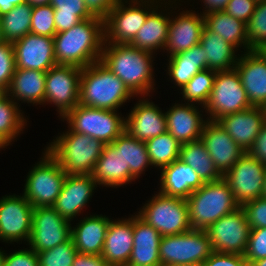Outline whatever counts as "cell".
<instances>
[{
    "mask_svg": "<svg viewBox=\"0 0 266 266\" xmlns=\"http://www.w3.org/2000/svg\"><path fill=\"white\" fill-rule=\"evenodd\" d=\"M54 55L57 65L80 68L100 61L104 45V19L92 17L64 32L56 33Z\"/></svg>",
    "mask_w": 266,
    "mask_h": 266,
    "instance_id": "1",
    "label": "cell"
},
{
    "mask_svg": "<svg viewBox=\"0 0 266 266\" xmlns=\"http://www.w3.org/2000/svg\"><path fill=\"white\" fill-rule=\"evenodd\" d=\"M153 55L130 44L104 43L100 61L117 75L136 97H146L155 89Z\"/></svg>",
    "mask_w": 266,
    "mask_h": 266,
    "instance_id": "2",
    "label": "cell"
},
{
    "mask_svg": "<svg viewBox=\"0 0 266 266\" xmlns=\"http://www.w3.org/2000/svg\"><path fill=\"white\" fill-rule=\"evenodd\" d=\"M131 98H135V95L101 61L82 68L79 104L91 108L117 111Z\"/></svg>",
    "mask_w": 266,
    "mask_h": 266,
    "instance_id": "3",
    "label": "cell"
},
{
    "mask_svg": "<svg viewBox=\"0 0 266 266\" xmlns=\"http://www.w3.org/2000/svg\"><path fill=\"white\" fill-rule=\"evenodd\" d=\"M68 131L53 139L45 149L60 164L66 174L92 175L105 144L92 138Z\"/></svg>",
    "mask_w": 266,
    "mask_h": 266,
    "instance_id": "4",
    "label": "cell"
},
{
    "mask_svg": "<svg viewBox=\"0 0 266 266\" xmlns=\"http://www.w3.org/2000/svg\"><path fill=\"white\" fill-rule=\"evenodd\" d=\"M186 201L191 228L199 230H206L221 217L240 207L223 177L205 182L193 191Z\"/></svg>",
    "mask_w": 266,
    "mask_h": 266,
    "instance_id": "5",
    "label": "cell"
},
{
    "mask_svg": "<svg viewBox=\"0 0 266 266\" xmlns=\"http://www.w3.org/2000/svg\"><path fill=\"white\" fill-rule=\"evenodd\" d=\"M162 1L164 0H120L104 18V43L129 44L148 15L157 6L162 8Z\"/></svg>",
    "mask_w": 266,
    "mask_h": 266,
    "instance_id": "6",
    "label": "cell"
},
{
    "mask_svg": "<svg viewBox=\"0 0 266 266\" xmlns=\"http://www.w3.org/2000/svg\"><path fill=\"white\" fill-rule=\"evenodd\" d=\"M121 116L116 110L78 104L62 119L67 121L72 131L89 135L106 145L111 144L125 130V118Z\"/></svg>",
    "mask_w": 266,
    "mask_h": 266,
    "instance_id": "7",
    "label": "cell"
},
{
    "mask_svg": "<svg viewBox=\"0 0 266 266\" xmlns=\"http://www.w3.org/2000/svg\"><path fill=\"white\" fill-rule=\"evenodd\" d=\"M137 214L162 236L181 234L192 229L186 199L158 192Z\"/></svg>",
    "mask_w": 266,
    "mask_h": 266,
    "instance_id": "8",
    "label": "cell"
},
{
    "mask_svg": "<svg viewBox=\"0 0 266 266\" xmlns=\"http://www.w3.org/2000/svg\"><path fill=\"white\" fill-rule=\"evenodd\" d=\"M66 175L60 164L44 149L43 158L28 172L23 195L33 207H53Z\"/></svg>",
    "mask_w": 266,
    "mask_h": 266,
    "instance_id": "9",
    "label": "cell"
},
{
    "mask_svg": "<svg viewBox=\"0 0 266 266\" xmlns=\"http://www.w3.org/2000/svg\"><path fill=\"white\" fill-rule=\"evenodd\" d=\"M212 252L206 231L199 229L162 236L159 244L161 266L183 263L202 265Z\"/></svg>",
    "mask_w": 266,
    "mask_h": 266,
    "instance_id": "10",
    "label": "cell"
},
{
    "mask_svg": "<svg viewBox=\"0 0 266 266\" xmlns=\"http://www.w3.org/2000/svg\"><path fill=\"white\" fill-rule=\"evenodd\" d=\"M251 107L236 69L216 71L212 91L204 106L209 115L205 118L217 122L226 115Z\"/></svg>",
    "mask_w": 266,
    "mask_h": 266,
    "instance_id": "11",
    "label": "cell"
},
{
    "mask_svg": "<svg viewBox=\"0 0 266 266\" xmlns=\"http://www.w3.org/2000/svg\"><path fill=\"white\" fill-rule=\"evenodd\" d=\"M250 230L246 212L240 206L221 217L205 231L214 252L244 255Z\"/></svg>",
    "mask_w": 266,
    "mask_h": 266,
    "instance_id": "12",
    "label": "cell"
},
{
    "mask_svg": "<svg viewBox=\"0 0 266 266\" xmlns=\"http://www.w3.org/2000/svg\"><path fill=\"white\" fill-rule=\"evenodd\" d=\"M81 72L77 66L56 65L46 73L44 104H54L60 118L79 104Z\"/></svg>",
    "mask_w": 266,
    "mask_h": 266,
    "instance_id": "13",
    "label": "cell"
},
{
    "mask_svg": "<svg viewBox=\"0 0 266 266\" xmlns=\"http://www.w3.org/2000/svg\"><path fill=\"white\" fill-rule=\"evenodd\" d=\"M71 222L53 207H34L32 230L26 245L35 252L52 249L71 238Z\"/></svg>",
    "mask_w": 266,
    "mask_h": 266,
    "instance_id": "14",
    "label": "cell"
},
{
    "mask_svg": "<svg viewBox=\"0 0 266 266\" xmlns=\"http://www.w3.org/2000/svg\"><path fill=\"white\" fill-rule=\"evenodd\" d=\"M266 166L245 152L223 176L240 206L262 197Z\"/></svg>",
    "mask_w": 266,
    "mask_h": 266,
    "instance_id": "15",
    "label": "cell"
},
{
    "mask_svg": "<svg viewBox=\"0 0 266 266\" xmlns=\"http://www.w3.org/2000/svg\"><path fill=\"white\" fill-rule=\"evenodd\" d=\"M33 206L24 195L0 198V240L6 243L28 242L32 230Z\"/></svg>",
    "mask_w": 266,
    "mask_h": 266,
    "instance_id": "16",
    "label": "cell"
},
{
    "mask_svg": "<svg viewBox=\"0 0 266 266\" xmlns=\"http://www.w3.org/2000/svg\"><path fill=\"white\" fill-rule=\"evenodd\" d=\"M12 45L17 69L47 72L57 65L53 37L29 33Z\"/></svg>",
    "mask_w": 266,
    "mask_h": 266,
    "instance_id": "17",
    "label": "cell"
},
{
    "mask_svg": "<svg viewBox=\"0 0 266 266\" xmlns=\"http://www.w3.org/2000/svg\"><path fill=\"white\" fill-rule=\"evenodd\" d=\"M201 141L209 152L216 169L224 176L245 153L218 122L204 124Z\"/></svg>",
    "mask_w": 266,
    "mask_h": 266,
    "instance_id": "18",
    "label": "cell"
},
{
    "mask_svg": "<svg viewBox=\"0 0 266 266\" xmlns=\"http://www.w3.org/2000/svg\"><path fill=\"white\" fill-rule=\"evenodd\" d=\"M92 177L99 186L121 187L135 181L130 169H125L123 158V132L111 143L103 147Z\"/></svg>",
    "mask_w": 266,
    "mask_h": 266,
    "instance_id": "19",
    "label": "cell"
},
{
    "mask_svg": "<svg viewBox=\"0 0 266 266\" xmlns=\"http://www.w3.org/2000/svg\"><path fill=\"white\" fill-rule=\"evenodd\" d=\"M98 184L92 175L67 174L53 208L68 221L83 211Z\"/></svg>",
    "mask_w": 266,
    "mask_h": 266,
    "instance_id": "20",
    "label": "cell"
},
{
    "mask_svg": "<svg viewBox=\"0 0 266 266\" xmlns=\"http://www.w3.org/2000/svg\"><path fill=\"white\" fill-rule=\"evenodd\" d=\"M140 99L125 118V130L139 141L147 140L167 131L165 112L147 100Z\"/></svg>",
    "mask_w": 266,
    "mask_h": 266,
    "instance_id": "21",
    "label": "cell"
},
{
    "mask_svg": "<svg viewBox=\"0 0 266 266\" xmlns=\"http://www.w3.org/2000/svg\"><path fill=\"white\" fill-rule=\"evenodd\" d=\"M193 10L179 13L175 18L170 17L167 42L164 47L167 56H172L196 46L200 43L203 28L205 27L204 16Z\"/></svg>",
    "mask_w": 266,
    "mask_h": 266,
    "instance_id": "22",
    "label": "cell"
},
{
    "mask_svg": "<svg viewBox=\"0 0 266 266\" xmlns=\"http://www.w3.org/2000/svg\"><path fill=\"white\" fill-rule=\"evenodd\" d=\"M173 105L165 112L167 131L181 145L200 140L204 124L208 121L203 119L205 115L193 103L175 102Z\"/></svg>",
    "mask_w": 266,
    "mask_h": 266,
    "instance_id": "23",
    "label": "cell"
},
{
    "mask_svg": "<svg viewBox=\"0 0 266 266\" xmlns=\"http://www.w3.org/2000/svg\"><path fill=\"white\" fill-rule=\"evenodd\" d=\"M240 54L235 69L242 87L253 107H262L266 103V61L255 51Z\"/></svg>",
    "mask_w": 266,
    "mask_h": 266,
    "instance_id": "24",
    "label": "cell"
},
{
    "mask_svg": "<svg viewBox=\"0 0 266 266\" xmlns=\"http://www.w3.org/2000/svg\"><path fill=\"white\" fill-rule=\"evenodd\" d=\"M217 122L244 152H247L252 147L262 125L265 123L262 108L253 106L246 110L226 115Z\"/></svg>",
    "mask_w": 266,
    "mask_h": 266,
    "instance_id": "25",
    "label": "cell"
},
{
    "mask_svg": "<svg viewBox=\"0 0 266 266\" xmlns=\"http://www.w3.org/2000/svg\"><path fill=\"white\" fill-rule=\"evenodd\" d=\"M133 243V215L128 219H112L106 231L101 257L110 266H126Z\"/></svg>",
    "mask_w": 266,
    "mask_h": 266,
    "instance_id": "26",
    "label": "cell"
},
{
    "mask_svg": "<svg viewBox=\"0 0 266 266\" xmlns=\"http://www.w3.org/2000/svg\"><path fill=\"white\" fill-rule=\"evenodd\" d=\"M162 235L138 214L133 215V249L126 266H161L159 244Z\"/></svg>",
    "mask_w": 266,
    "mask_h": 266,
    "instance_id": "27",
    "label": "cell"
},
{
    "mask_svg": "<svg viewBox=\"0 0 266 266\" xmlns=\"http://www.w3.org/2000/svg\"><path fill=\"white\" fill-rule=\"evenodd\" d=\"M204 183L190 165L178 159L161 169L159 192L166 196L187 199Z\"/></svg>",
    "mask_w": 266,
    "mask_h": 266,
    "instance_id": "28",
    "label": "cell"
},
{
    "mask_svg": "<svg viewBox=\"0 0 266 266\" xmlns=\"http://www.w3.org/2000/svg\"><path fill=\"white\" fill-rule=\"evenodd\" d=\"M111 218L105 215H90L71 227V238L79 253L101 255L105 235Z\"/></svg>",
    "mask_w": 266,
    "mask_h": 266,
    "instance_id": "29",
    "label": "cell"
},
{
    "mask_svg": "<svg viewBox=\"0 0 266 266\" xmlns=\"http://www.w3.org/2000/svg\"><path fill=\"white\" fill-rule=\"evenodd\" d=\"M46 73L38 70L15 69L10 87L6 93L17 103L43 105Z\"/></svg>",
    "mask_w": 266,
    "mask_h": 266,
    "instance_id": "30",
    "label": "cell"
},
{
    "mask_svg": "<svg viewBox=\"0 0 266 266\" xmlns=\"http://www.w3.org/2000/svg\"><path fill=\"white\" fill-rule=\"evenodd\" d=\"M203 47L207 69L214 71H229L235 69L238 51L232 44L227 43L219 34L203 28L199 43Z\"/></svg>",
    "mask_w": 266,
    "mask_h": 266,
    "instance_id": "31",
    "label": "cell"
},
{
    "mask_svg": "<svg viewBox=\"0 0 266 266\" xmlns=\"http://www.w3.org/2000/svg\"><path fill=\"white\" fill-rule=\"evenodd\" d=\"M167 73L171 82L181 90L199 71L207 69L203 47L198 44L169 57Z\"/></svg>",
    "mask_w": 266,
    "mask_h": 266,
    "instance_id": "32",
    "label": "cell"
},
{
    "mask_svg": "<svg viewBox=\"0 0 266 266\" xmlns=\"http://www.w3.org/2000/svg\"><path fill=\"white\" fill-rule=\"evenodd\" d=\"M205 27L219 34L237 50L243 46L244 52L250 51L247 40L246 23L236 19L225 11L212 12L204 16Z\"/></svg>",
    "mask_w": 266,
    "mask_h": 266,
    "instance_id": "33",
    "label": "cell"
},
{
    "mask_svg": "<svg viewBox=\"0 0 266 266\" xmlns=\"http://www.w3.org/2000/svg\"><path fill=\"white\" fill-rule=\"evenodd\" d=\"M179 159L190 165L204 182L216 181L223 177L216 169L201 139L182 144Z\"/></svg>",
    "mask_w": 266,
    "mask_h": 266,
    "instance_id": "34",
    "label": "cell"
},
{
    "mask_svg": "<svg viewBox=\"0 0 266 266\" xmlns=\"http://www.w3.org/2000/svg\"><path fill=\"white\" fill-rule=\"evenodd\" d=\"M33 7L27 2L14 6L8 13L0 16L3 39L13 44L30 33Z\"/></svg>",
    "mask_w": 266,
    "mask_h": 266,
    "instance_id": "35",
    "label": "cell"
},
{
    "mask_svg": "<svg viewBox=\"0 0 266 266\" xmlns=\"http://www.w3.org/2000/svg\"><path fill=\"white\" fill-rule=\"evenodd\" d=\"M18 104L5 92L0 96V136L9 144L23 132L27 120Z\"/></svg>",
    "mask_w": 266,
    "mask_h": 266,
    "instance_id": "36",
    "label": "cell"
},
{
    "mask_svg": "<svg viewBox=\"0 0 266 266\" xmlns=\"http://www.w3.org/2000/svg\"><path fill=\"white\" fill-rule=\"evenodd\" d=\"M50 5L54 8L56 33L67 31L80 21L94 17L84 0H51Z\"/></svg>",
    "mask_w": 266,
    "mask_h": 266,
    "instance_id": "37",
    "label": "cell"
},
{
    "mask_svg": "<svg viewBox=\"0 0 266 266\" xmlns=\"http://www.w3.org/2000/svg\"><path fill=\"white\" fill-rule=\"evenodd\" d=\"M145 143L151 166L155 168L161 170L179 159L181 144L168 131Z\"/></svg>",
    "mask_w": 266,
    "mask_h": 266,
    "instance_id": "38",
    "label": "cell"
},
{
    "mask_svg": "<svg viewBox=\"0 0 266 266\" xmlns=\"http://www.w3.org/2000/svg\"><path fill=\"white\" fill-rule=\"evenodd\" d=\"M123 158L125 169H130L135 179L151 166L146 143L134 138L126 130L123 131Z\"/></svg>",
    "mask_w": 266,
    "mask_h": 266,
    "instance_id": "39",
    "label": "cell"
},
{
    "mask_svg": "<svg viewBox=\"0 0 266 266\" xmlns=\"http://www.w3.org/2000/svg\"><path fill=\"white\" fill-rule=\"evenodd\" d=\"M216 71L205 69L199 71L182 89L184 102L199 104L204 108L213 88Z\"/></svg>",
    "mask_w": 266,
    "mask_h": 266,
    "instance_id": "40",
    "label": "cell"
},
{
    "mask_svg": "<svg viewBox=\"0 0 266 266\" xmlns=\"http://www.w3.org/2000/svg\"><path fill=\"white\" fill-rule=\"evenodd\" d=\"M39 266H72L77 249L72 238L52 249L36 252Z\"/></svg>",
    "mask_w": 266,
    "mask_h": 266,
    "instance_id": "41",
    "label": "cell"
},
{
    "mask_svg": "<svg viewBox=\"0 0 266 266\" xmlns=\"http://www.w3.org/2000/svg\"><path fill=\"white\" fill-rule=\"evenodd\" d=\"M250 51L266 42V0L257 3L254 13L246 23Z\"/></svg>",
    "mask_w": 266,
    "mask_h": 266,
    "instance_id": "42",
    "label": "cell"
},
{
    "mask_svg": "<svg viewBox=\"0 0 266 266\" xmlns=\"http://www.w3.org/2000/svg\"><path fill=\"white\" fill-rule=\"evenodd\" d=\"M30 33L35 35L54 37V8L51 5L34 6L31 14Z\"/></svg>",
    "mask_w": 266,
    "mask_h": 266,
    "instance_id": "43",
    "label": "cell"
},
{
    "mask_svg": "<svg viewBox=\"0 0 266 266\" xmlns=\"http://www.w3.org/2000/svg\"><path fill=\"white\" fill-rule=\"evenodd\" d=\"M16 69L15 54L11 43L0 44V87L6 92Z\"/></svg>",
    "mask_w": 266,
    "mask_h": 266,
    "instance_id": "44",
    "label": "cell"
},
{
    "mask_svg": "<svg viewBox=\"0 0 266 266\" xmlns=\"http://www.w3.org/2000/svg\"><path fill=\"white\" fill-rule=\"evenodd\" d=\"M249 266L262 258H266V228L250 230L247 248L244 254Z\"/></svg>",
    "mask_w": 266,
    "mask_h": 266,
    "instance_id": "45",
    "label": "cell"
},
{
    "mask_svg": "<svg viewBox=\"0 0 266 266\" xmlns=\"http://www.w3.org/2000/svg\"><path fill=\"white\" fill-rule=\"evenodd\" d=\"M242 207L251 229L266 228V198L248 201Z\"/></svg>",
    "mask_w": 266,
    "mask_h": 266,
    "instance_id": "46",
    "label": "cell"
},
{
    "mask_svg": "<svg viewBox=\"0 0 266 266\" xmlns=\"http://www.w3.org/2000/svg\"><path fill=\"white\" fill-rule=\"evenodd\" d=\"M256 0H230L224 9L232 17L247 23L257 6Z\"/></svg>",
    "mask_w": 266,
    "mask_h": 266,
    "instance_id": "47",
    "label": "cell"
},
{
    "mask_svg": "<svg viewBox=\"0 0 266 266\" xmlns=\"http://www.w3.org/2000/svg\"><path fill=\"white\" fill-rule=\"evenodd\" d=\"M4 266H39L37 253L31 248L5 253Z\"/></svg>",
    "mask_w": 266,
    "mask_h": 266,
    "instance_id": "48",
    "label": "cell"
},
{
    "mask_svg": "<svg viewBox=\"0 0 266 266\" xmlns=\"http://www.w3.org/2000/svg\"><path fill=\"white\" fill-rule=\"evenodd\" d=\"M202 266H249L244 255L212 252Z\"/></svg>",
    "mask_w": 266,
    "mask_h": 266,
    "instance_id": "49",
    "label": "cell"
},
{
    "mask_svg": "<svg viewBox=\"0 0 266 266\" xmlns=\"http://www.w3.org/2000/svg\"><path fill=\"white\" fill-rule=\"evenodd\" d=\"M247 153L266 166V122L262 125L258 136Z\"/></svg>",
    "mask_w": 266,
    "mask_h": 266,
    "instance_id": "50",
    "label": "cell"
},
{
    "mask_svg": "<svg viewBox=\"0 0 266 266\" xmlns=\"http://www.w3.org/2000/svg\"><path fill=\"white\" fill-rule=\"evenodd\" d=\"M120 0H84L86 8L96 17L104 19Z\"/></svg>",
    "mask_w": 266,
    "mask_h": 266,
    "instance_id": "51",
    "label": "cell"
},
{
    "mask_svg": "<svg viewBox=\"0 0 266 266\" xmlns=\"http://www.w3.org/2000/svg\"><path fill=\"white\" fill-rule=\"evenodd\" d=\"M72 266H110L101 255L77 253Z\"/></svg>",
    "mask_w": 266,
    "mask_h": 266,
    "instance_id": "52",
    "label": "cell"
},
{
    "mask_svg": "<svg viewBox=\"0 0 266 266\" xmlns=\"http://www.w3.org/2000/svg\"><path fill=\"white\" fill-rule=\"evenodd\" d=\"M204 3V11L200 12L202 16L212 12L224 11L230 0H201Z\"/></svg>",
    "mask_w": 266,
    "mask_h": 266,
    "instance_id": "53",
    "label": "cell"
},
{
    "mask_svg": "<svg viewBox=\"0 0 266 266\" xmlns=\"http://www.w3.org/2000/svg\"><path fill=\"white\" fill-rule=\"evenodd\" d=\"M24 2L25 0H0V16L8 13L14 6Z\"/></svg>",
    "mask_w": 266,
    "mask_h": 266,
    "instance_id": "54",
    "label": "cell"
},
{
    "mask_svg": "<svg viewBox=\"0 0 266 266\" xmlns=\"http://www.w3.org/2000/svg\"><path fill=\"white\" fill-rule=\"evenodd\" d=\"M25 2L34 7V6L50 5L51 0H25Z\"/></svg>",
    "mask_w": 266,
    "mask_h": 266,
    "instance_id": "55",
    "label": "cell"
},
{
    "mask_svg": "<svg viewBox=\"0 0 266 266\" xmlns=\"http://www.w3.org/2000/svg\"><path fill=\"white\" fill-rule=\"evenodd\" d=\"M264 61H266V42L254 50Z\"/></svg>",
    "mask_w": 266,
    "mask_h": 266,
    "instance_id": "56",
    "label": "cell"
},
{
    "mask_svg": "<svg viewBox=\"0 0 266 266\" xmlns=\"http://www.w3.org/2000/svg\"><path fill=\"white\" fill-rule=\"evenodd\" d=\"M250 266H266V258L254 261Z\"/></svg>",
    "mask_w": 266,
    "mask_h": 266,
    "instance_id": "57",
    "label": "cell"
},
{
    "mask_svg": "<svg viewBox=\"0 0 266 266\" xmlns=\"http://www.w3.org/2000/svg\"><path fill=\"white\" fill-rule=\"evenodd\" d=\"M9 146V144L0 136V150Z\"/></svg>",
    "mask_w": 266,
    "mask_h": 266,
    "instance_id": "58",
    "label": "cell"
},
{
    "mask_svg": "<svg viewBox=\"0 0 266 266\" xmlns=\"http://www.w3.org/2000/svg\"><path fill=\"white\" fill-rule=\"evenodd\" d=\"M4 257H5V250L2 251L0 249V266H4Z\"/></svg>",
    "mask_w": 266,
    "mask_h": 266,
    "instance_id": "59",
    "label": "cell"
},
{
    "mask_svg": "<svg viewBox=\"0 0 266 266\" xmlns=\"http://www.w3.org/2000/svg\"><path fill=\"white\" fill-rule=\"evenodd\" d=\"M164 266H202V265L183 263V264H171V265H164Z\"/></svg>",
    "mask_w": 266,
    "mask_h": 266,
    "instance_id": "60",
    "label": "cell"
},
{
    "mask_svg": "<svg viewBox=\"0 0 266 266\" xmlns=\"http://www.w3.org/2000/svg\"><path fill=\"white\" fill-rule=\"evenodd\" d=\"M262 197L266 198V170H265V179H264Z\"/></svg>",
    "mask_w": 266,
    "mask_h": 266,
    "instance_id": "61",
    "label": "cell"
},
{
    "mask_svg": "<svg viewBox=\"0 0 266 266\" xmlns=\"http://www.w3.org/2000/svg\"><path fill=\"white\" fill-rule=\"evenodd\" d=\"M5 42L3 39V33H2V28H1V18H0V44Z\"/></svg>",
    "mask_w": 266,
    "mask_h": 266,
    "instance_id": "62",
    "label": "cell"
},
{
    "mask_svg": "<svg viewBox=\"0 0 266 266\" xmlns=\"http://www.w3.org/2000/svg\"><path fill=\"white\" fill-rule=\"evenodd\" d=\"M264 115V121L266 122V103L261 107Z\"/></svg>",
    "mask_w": 266,
    "mask_h": 266,
    "instance_id": "63",
    "label": "cell"
},
{
    "mask_svg": "<svg viewBox=\"0 0 266 266\" xmlns=\"http://www.w3.org/2000/svg\"><path fill=\"white\" fill-rule=\"evenodd\" d=\"M5 93V91L0 87V96H2Z\"/></svg>",
    "mask_w": 266,
    "mask_h": 266,
    "instance_id": "64",
    "label": "cell"
}]
</instances>
